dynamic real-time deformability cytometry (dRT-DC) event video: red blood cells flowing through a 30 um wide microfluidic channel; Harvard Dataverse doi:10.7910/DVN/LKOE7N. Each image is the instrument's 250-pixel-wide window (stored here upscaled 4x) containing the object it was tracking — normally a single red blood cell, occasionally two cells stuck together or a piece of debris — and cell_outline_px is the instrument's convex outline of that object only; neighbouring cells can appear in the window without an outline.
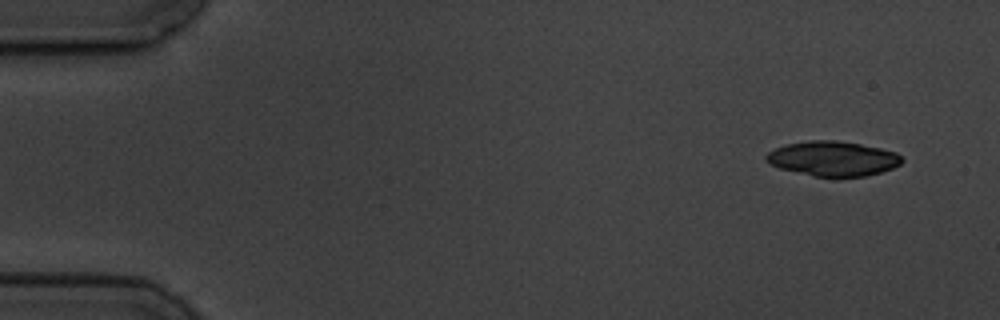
{"species": "common noctule bat (a hibernating species)", "species_latin": "Nyctalus noctula", "temperature_condition": "cold", "stored_images_in_passage": 6, "camera_frame_rate_fps": 3000, "um_per_image_px": 0.085, "animal": {"sex": "male", "body_mass_g": 19.5, "forearm_length_mm": 54.6}, "frame": {"image": 1, "passage_image": 1, "time_ms": 0.0, "image_size_px": [1000, 320], "cell_outline_px": [[904, 160], [900, 164], [892, 168], [868, 176], [812, 176], [780, 168], [768, 164], [764, 160], [764, 156], [768, 152], [776, 148], [788, 144], [812, 140], [836, 140], [860, 144], [880, 148], [896, 152]], "centroid_in_image_um": [70.78, 13.48], "position_along_channel_um": 14.2, "area_um2": 27.4}}